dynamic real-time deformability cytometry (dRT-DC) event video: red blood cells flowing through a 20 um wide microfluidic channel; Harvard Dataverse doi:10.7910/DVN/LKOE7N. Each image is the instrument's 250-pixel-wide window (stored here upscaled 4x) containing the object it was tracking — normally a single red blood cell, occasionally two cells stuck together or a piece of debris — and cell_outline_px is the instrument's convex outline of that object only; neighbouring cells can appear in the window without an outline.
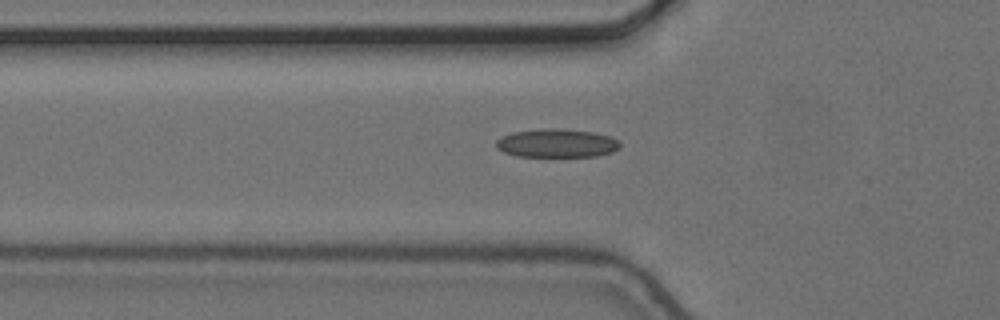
{"species": "common noctule bat (a hibernating species)", "species_latin": "Nyctalus noctula", "temperature_condition": "cold", "stored_images_in_passage": 39, "camera_frame_rate_fps": 3000, "um_per_image_px": 0.085, "animal": {"sex": "female", "body_mass_g": 24.6, "forearm_length_mm": 56.2}, "frame": {"image": 1, "passage_image": 8, "time_ms": 2.333, "image_size_px": [1000, 320], "cell_outline_px": [[620, 148], [612, 152], [596, 156], [516, 156], [504, 152], [496, 148], [496, 140], [512, 132], [540, 128], [556, 128], [592, 132], [612, 136], [620, 144]], "centroid_in_image_um": [47.32, 12.16], "position_along_channel_um": 78.5, "area_um2": 20.58}}
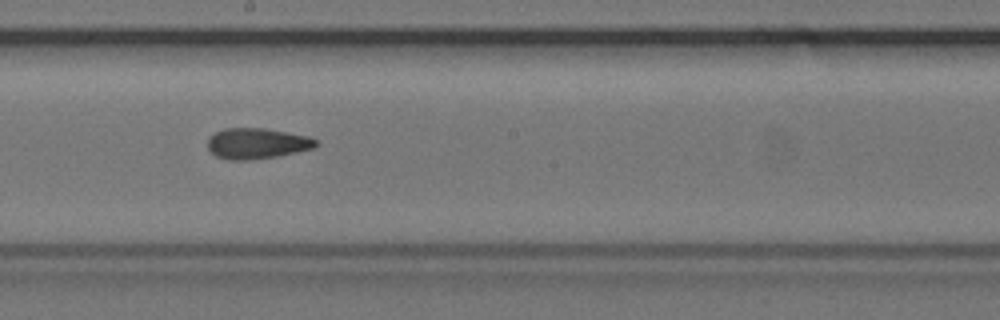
{"frame": {"image": 2, "passage_image": 20, "time_ms": 6.333, "image_size_px": [1000, 320], "cell_outline_px": [[320, 144], [312, 148], [296, 152], [276, 156], [248, 160], [228, 160], [216, 156], [208, 148], [208, 140], [216, 132], [224, 128], [264, 128], [308, 136], [316, 140]], "centroid_in_image_um": [21.84, 12.19], "position_along_channel_um": 226.4, "area_um2": 19.19}}
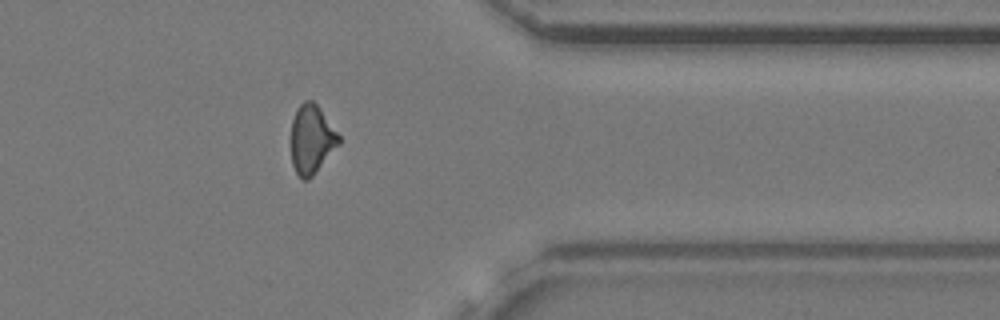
{"frame": {"image": 3, "passage_image": 34, "time_ms": 11.0, "image_size_px": [1000, 320], "cell_outline_px": [[340, 144], [312, 176], [308, 180], [300, 180], [292, 164], [292, 120], [296, 108], [304, 100], [312, 100], [320, 108], [340, 136]], "centroid_in_image_um": [26.49, 11.84], "position_along_channel_um": 384.9, "area_um2": 19.13}}